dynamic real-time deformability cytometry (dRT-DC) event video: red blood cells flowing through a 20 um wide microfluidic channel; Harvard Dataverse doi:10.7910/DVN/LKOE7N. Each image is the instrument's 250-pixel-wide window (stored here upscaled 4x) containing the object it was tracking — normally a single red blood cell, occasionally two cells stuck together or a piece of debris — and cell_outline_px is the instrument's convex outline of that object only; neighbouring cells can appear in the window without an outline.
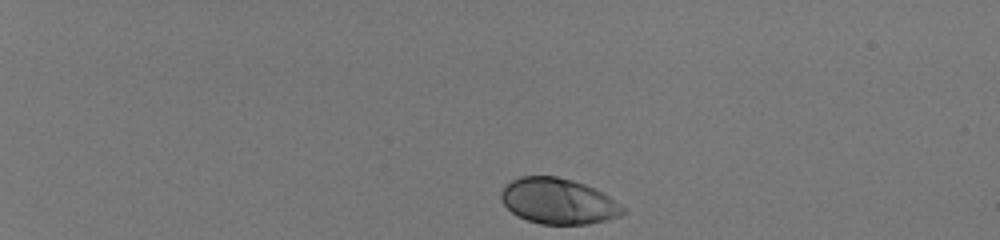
{"species": "human", "species_latin": "Homo sapiens", "temperature_condition": "room temperature", "stored_images_in_passage": 42, "camera_frame_rate_fps": 3000, "um_per_image_px": 0.085, "donor": {"sex": "male"}, "frame": {"image": 1, "passage_image": 1, "time_ms": 0.0, "image_size_px": [1000, 240], "cell_outline_px": [[628, 212], [620, 216], [608, 220], [588, 224], [540, 224], [528, 220], [512, 212], [500, 200], [500, 192], [512, 180], [520, 176], [556, 176], [572, 180], [584, 184], [608, 196], [620, 204]], "centroid_in_image_um": [47.46, 17.11], "position_along_channel_um": 37.5, "area_um2": 32.25}}
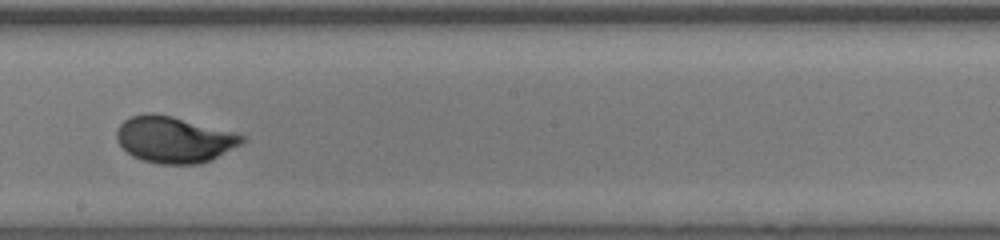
{"frame": {"image": 2, "passage_image": 24, "time_ms": 7.667, "image_size_px": [1000, 240], "cell_outline_px": [[248, 140], [200, 164], [160, 164], [144, 160], [132, 156], [116, 140], [116, 132], [120, 124], [124, 120], [132, 116], [148, 112], [152, 112], [172, 116], [236, 132], [244, 136]], "centroid_in_image_um": [14.79, 11.84], "position_along_channel_um": 233.4, "area_um2": 33.64}}
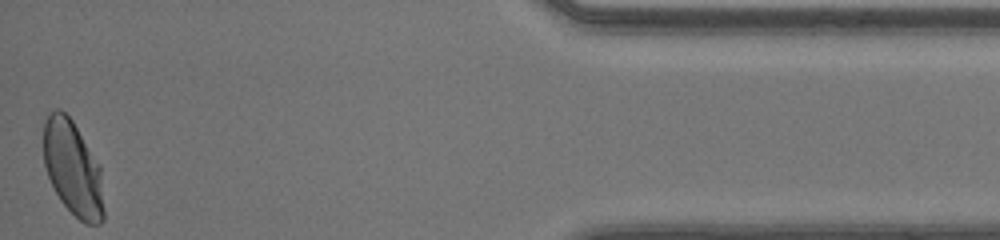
{"frame": {"image": 3, "passage_image": 42, "time_ms": 13.667, "image_size_px": [1000, 240], "cell_outline_px": [[104, 220], [100, 224], [84, 224], [60, 200], [48, 176], [44, 164], [44, 120], [48, 112], [56, 108], [60, 108], [72, 120], [100, 164], [104, 212]], "centroid_in_image_um": [6.2, 14.3], "position_along_channel_um": 429.0, "area_um2": 33.41}, "authors_computed_cell_mechanics": {"area_um2": 32.8015, "velocity_mm_per_s": 4.1015, "shape_relaxation_time_tau1_ms": 2.6408, "shape_relaxation_time_tau2_ms": null, "deformation_change_tau1": 0.1443, "deformation_change_tau2": null}}